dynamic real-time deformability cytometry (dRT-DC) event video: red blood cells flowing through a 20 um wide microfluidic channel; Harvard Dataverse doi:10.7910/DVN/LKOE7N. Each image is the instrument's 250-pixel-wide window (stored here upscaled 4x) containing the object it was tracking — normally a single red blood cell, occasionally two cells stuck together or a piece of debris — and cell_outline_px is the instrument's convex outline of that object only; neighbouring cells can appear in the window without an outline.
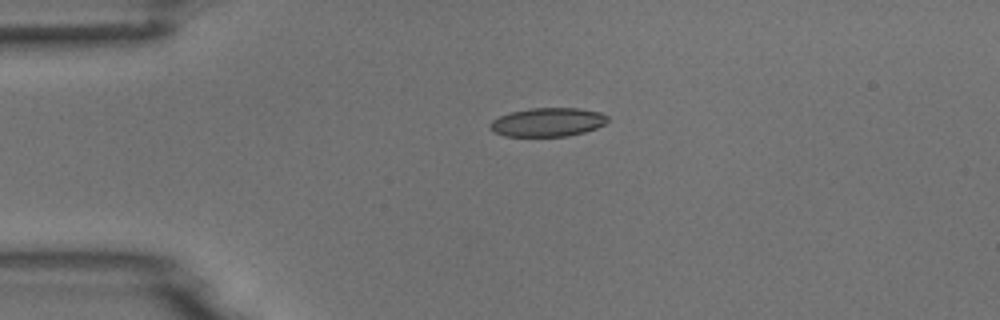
{"species": "common noctule bat (a hibernating species)", "species_latin": "Nyctalus noctula", "temperature_condition": "room temperature", "stored_images_in_passage": 5, "camera_frame_rate_fps": 3000, "um_per_image_px": 0.085, "animal": {"sex": "male", "body_mass_g": 18.8}, "frame": {"image": 1, "passage_image": 5, "time_ms": 5.667, "image_size_px": [1000, 320], "cell_outline_px": [[608, 120], [604, 124], [596, 128], [584, 132], [568, 136], [504, 136], [492, 132], [488, 128], [488, 124], [492, 120], [500, 116], [512, 112], [532, 108], [580, 108], [600, 112], [608, 116]], "centroid_in_image_um": [46.53, 10.39], "position_along_channel_um": 38.5, "area_um2": 19.77}}